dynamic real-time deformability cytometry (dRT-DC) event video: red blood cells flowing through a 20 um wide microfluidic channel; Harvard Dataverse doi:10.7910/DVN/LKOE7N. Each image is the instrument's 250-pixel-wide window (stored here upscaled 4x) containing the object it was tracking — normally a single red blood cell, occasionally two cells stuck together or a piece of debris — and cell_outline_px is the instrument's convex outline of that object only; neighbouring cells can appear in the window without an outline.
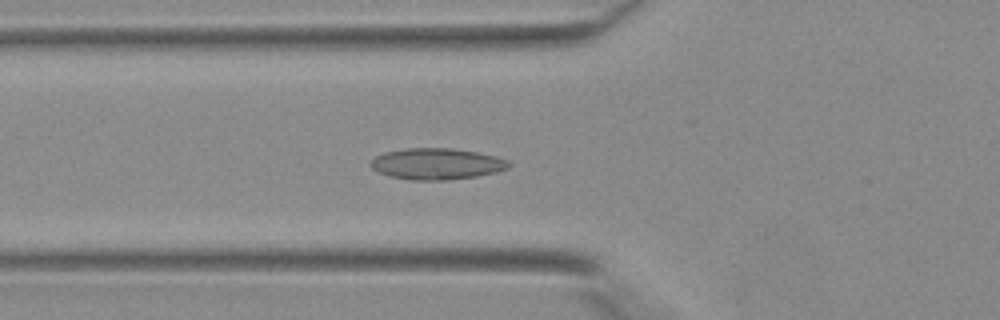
{"species": "Egyptian fruit bat (a non-hibernating species)", "species_latin": "Rousettus aegyptiacus", "temperature_condition": "warm", "stored_images_in_passage": 21, "camera_frame_rate_fps": 3000, "um_per_image_px": 0.085, "animal": {"sex": "female"}, "frame": {"image": 1, "passage_image": 7, "time_ms": 2.0, "image_size_px": [1000, 320], "cell_outline_px": [[512, 164], [508, 168], [496, 172], [476, 176], [448, 180], [412, 180], [388, 176], [372, 168], [372, 160], [376, 156], [388, 152], [408, 148], [452, 148], [476, 152], [496, 156], [508, 160]], "centroid_in_image_um": [37.17, 13.93], "position_along_channel_um": 88.6, "area_um2": 24.97}}
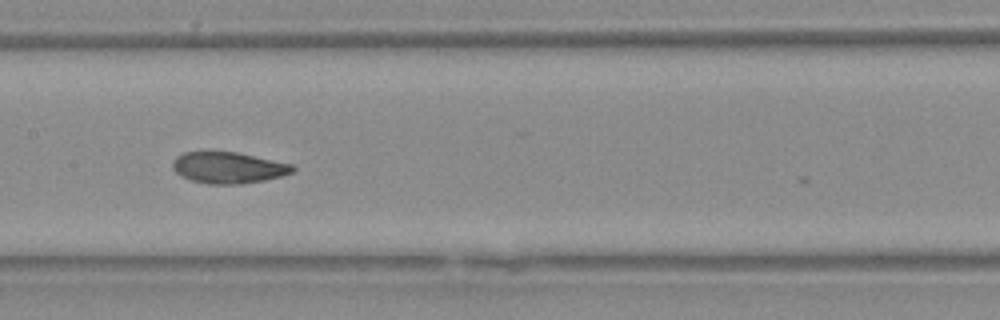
{"frame": {"image": 2, "passage_image": 13, "time_ms": 4.0, "image_size_px": [1000, 320], "cell_outline_px": [[296, 168], [292, 172], [280, 176], [264, 180], [236, 184], [208, 184], [192, 180], [176, 172], [172, 168], [172, 160], [176, 156], [184, 152], [236, 152], [292, 164]], "centroid_in_image_um": [19.39, 14.24], "position_along_channel_um": 188.0, "area_um2": 21.62}}
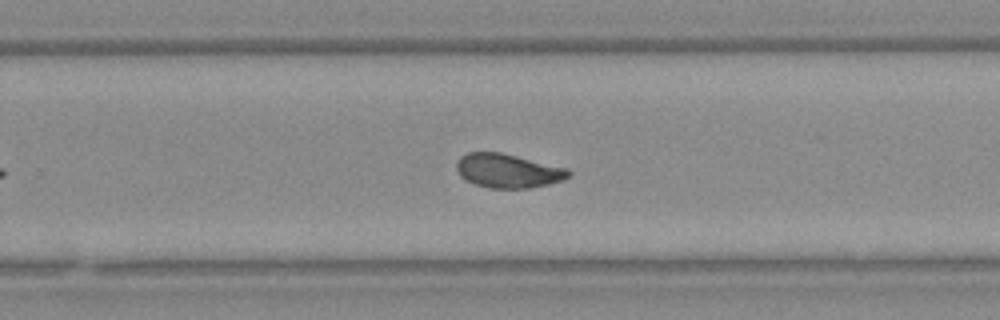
{"frame": {"image": 3, "passage_image": 19, "time_ms": 6.0, "image_size_px": [1000, 320], "cell_outline_px": [[572, 172], [564, 180], [532, 188], [488, 188], [476, 184], [460, 176], [456, 168], [456, 160], [460, 156], [468, 152], [500, 152], [568, 168]], "centroid_in_image_um": [43.17, 14.51], "position_along_channel_um": 286.6, "area_um2": 22.25}}